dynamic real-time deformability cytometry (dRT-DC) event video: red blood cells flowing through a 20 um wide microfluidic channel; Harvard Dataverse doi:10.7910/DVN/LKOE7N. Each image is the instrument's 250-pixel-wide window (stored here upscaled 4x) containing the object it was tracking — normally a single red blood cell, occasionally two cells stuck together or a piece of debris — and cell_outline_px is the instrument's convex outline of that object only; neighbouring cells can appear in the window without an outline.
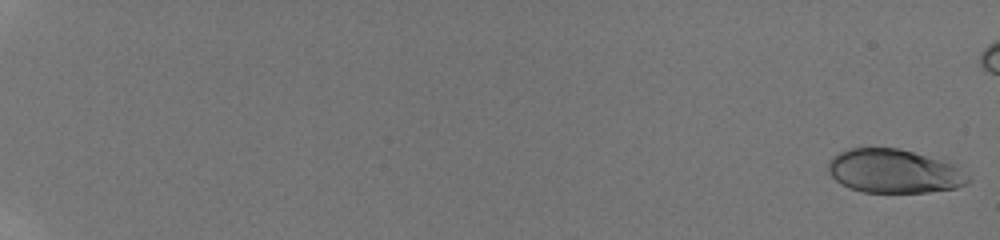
{"species": "human", "species_latin": "Homo sapiens", "temperature_condition": "room temperature", "stored_images_in_passage": 14, "camera_frame_rate_fps": 3000, "um_per_image_px": 0.085, "donor": {"sex": "male"}, "frame": {"image": 1, "passage_image": 1, "time_ms": 0.0, "image_size_px": [1000, 240], "cell_outline_px": [[972, 180], [968, 184], [956, 188], [928, 192], [864, 192], [848, 188], [840, 184], [828, 172], [828, 160], [832, 156], [848, 148], [900, 148], [956, 164], [972, 176]], "centroid_in_image_um": [76.04, 14.55], "position_along_channel_um": 9.0, "area_um2": 36.24}}
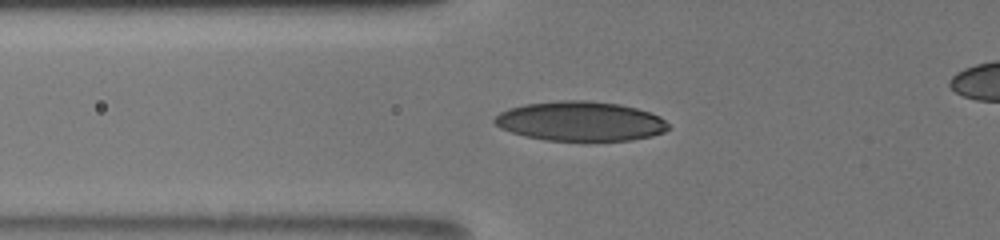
{"frame": {"image": 2, "passage_image": 12, "time_ms": 8.0, "image_size_px": [1000, 240], "cell_outline_px": [[672, 128], [664, 132], [652, 136], [632, 140], [544, 140], [524, 136], [500, 128], [492, 120], [500, 112], [508, 108], [524, 104], [560, 100], [588, 100], [620, 104], [636, 108], [660, 116]], "centroid_in_image_um": [49.33, 10.3], "position_along_channel_um": 76.5, "area_um2": 40.17}}
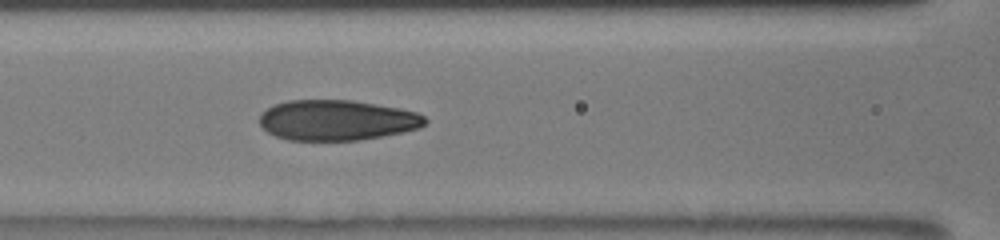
{"frame": {"image": 3, "passage_image": 14, "time_ms": 9.667, "image_size_px": [1000, 240], "cell_outline_px": [[428, 120], [420, 128], [360, 140], [288, 140], [276, 136], [268, 132], [260, 124], [260, 112], [276, 104], [288, 100], [352, 100], [400, 108], [416, 112], [424, 116]], "centroid_in_image_um": [28.63, 10.21], "position_along_channel_um": 138.0, "area_um2": 38.84}}